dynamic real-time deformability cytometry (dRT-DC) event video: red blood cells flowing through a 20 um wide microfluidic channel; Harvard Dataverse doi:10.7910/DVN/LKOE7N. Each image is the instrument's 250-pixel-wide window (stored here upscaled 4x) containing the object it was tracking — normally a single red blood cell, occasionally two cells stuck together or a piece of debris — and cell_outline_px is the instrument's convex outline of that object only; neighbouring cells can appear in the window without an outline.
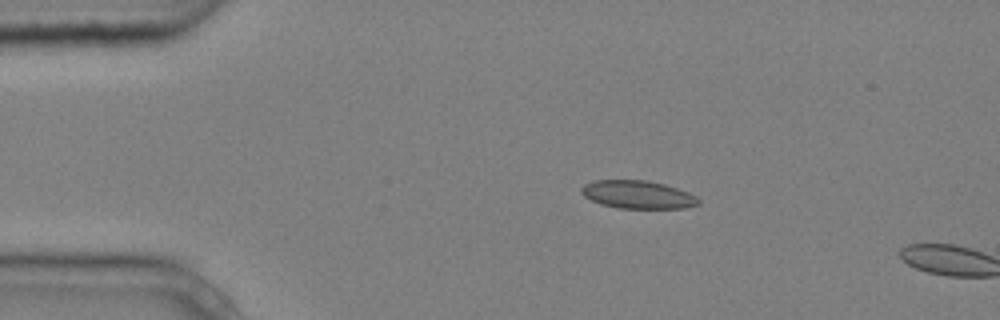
{"species": "common noctule bat (a hibernating species)", "species_latin": "Nyctalus noctula", "temperature_condition": "cold", "stored_images_in_passage": 3, "camera_frame_rate_fps": 3000, "um_per_image_px": 0.085, "animal": {"sex": "male", "body_mass_g": 20.4}, "frame": {"image": 1, "passage_image": 2, "time_ms": 0.333, "image_size_px": [1000, 320], "cell_outline_px": [[700, 204], [684, 208], [616, 208], [600, 204], [584, 196], [580, 192], [580, 188], [584, 184], [592, 180], [648, 180], [664, 184], [688, 192], [696, 196], [700, 200]], "centroid_in_image_um": [54.18, 16.54], "position_along_channel_um": 30.8, "area_um2": 19.25}}